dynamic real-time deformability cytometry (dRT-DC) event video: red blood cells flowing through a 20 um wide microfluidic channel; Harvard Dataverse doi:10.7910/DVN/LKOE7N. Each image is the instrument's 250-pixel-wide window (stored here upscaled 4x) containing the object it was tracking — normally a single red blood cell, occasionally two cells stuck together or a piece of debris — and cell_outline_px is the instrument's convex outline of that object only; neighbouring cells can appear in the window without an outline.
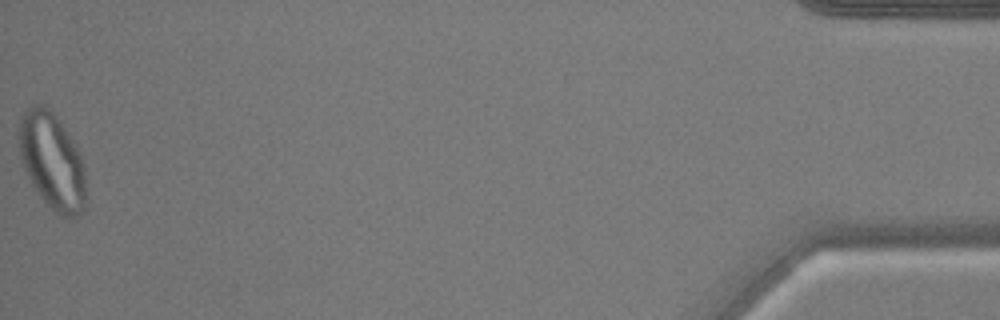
{"species": "common noctule bat (a hibernating species)", "species_latin": "Nyctalus noctula", "temperature_condition": "warm", "stored_images_in_passage": 54, "camera_frame_rate_fps": 3000, "um_per_image_px": 0.085, "animal": {"sex": "male", "body_mass_g": 17.9, "forearm_length_mm": 54.2}, "frame": {"image": 1, "passage_image": 54, "time_ms": 17.667, "image_size_px": [1000, 320], "cell_outline_px": [[84, 208], [76, 216], [64, 216], [56, 212], [40, 196], [32, 184], [20, 160], [16, 136], [20, 116], [32, 104], [44, 104], [52, 112], [76, 144], [84, 164]], "centroid_in_image_um": [4.37, 13.62], "position_along_channel_um": 430.8, "area_um2": 37.57}}